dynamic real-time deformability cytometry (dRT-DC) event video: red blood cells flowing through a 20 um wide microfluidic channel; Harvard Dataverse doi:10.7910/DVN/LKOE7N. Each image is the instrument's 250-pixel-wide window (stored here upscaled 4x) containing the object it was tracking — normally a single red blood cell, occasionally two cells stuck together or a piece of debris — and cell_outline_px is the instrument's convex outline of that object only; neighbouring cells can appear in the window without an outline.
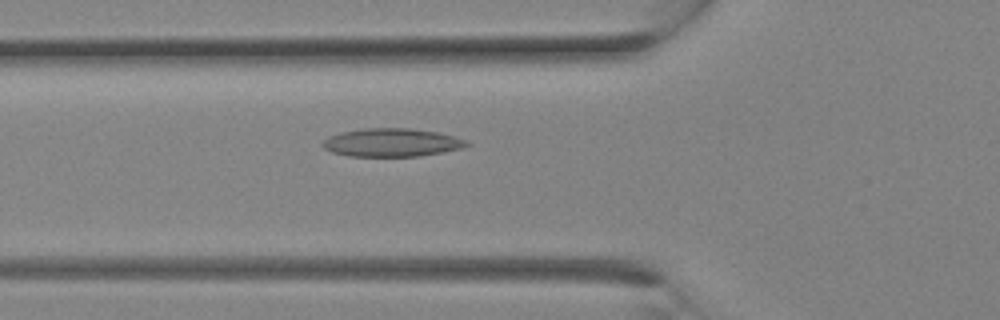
{"species": "Egyptian fruit bat (a non-hibernating species)", "species_latin": "Rousettus aegyptiacus", "temperature_condition": "room temperature", "stored_images_in_passage": 12, "camera_frame_rate_fps": 3000, "um_per_image_px": 0.085, "animal": {"sex": "female"}, "frame": {"image": 1, "passage_image": 10, "time_ms": 3.0, "image_size_px": [1000, 320], "cell_outline_px": [[472, 144], [464, 148], [444, 152], [420, 156], [348, 156], [332, 152], [324, 148], [320, 144], [328, 136], [340, 132], [364, 128], [408, 128], [436, 132], [468, 140]], "centroid_in_image_um": [33.31, 12.12], "position_along_channel_um": 92.5, "area_um2": 23.87}}
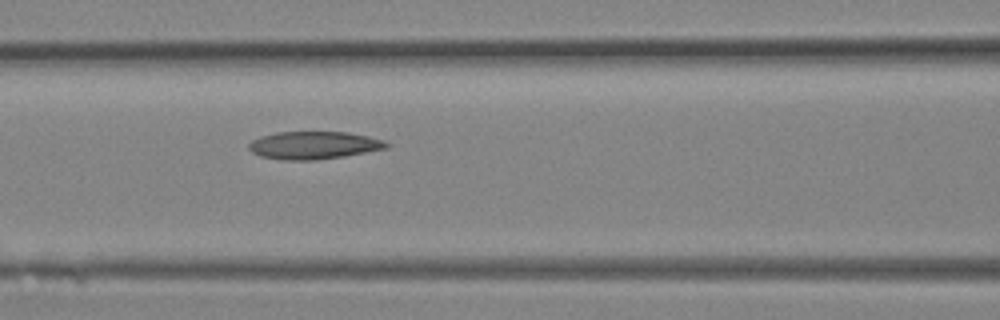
{"frame": {"image": 2, "passage_image": 12, "time_ms": 3.667, "image_size_px": [1000, 320], "cell_outline_px": [[388, 148], [344, 156], [316, 160], [284, 160], [260, 156], [252, 152], [248, 148], [248, 144], [252, 140], [260, 136], [276, 132], [348, 132], [368, 136], [384, 140], [388, 144]], "centroid_in_image_um": [26.65, 12.34], "position_along_channel_um": 139.9, "area_um2": 22.25}}